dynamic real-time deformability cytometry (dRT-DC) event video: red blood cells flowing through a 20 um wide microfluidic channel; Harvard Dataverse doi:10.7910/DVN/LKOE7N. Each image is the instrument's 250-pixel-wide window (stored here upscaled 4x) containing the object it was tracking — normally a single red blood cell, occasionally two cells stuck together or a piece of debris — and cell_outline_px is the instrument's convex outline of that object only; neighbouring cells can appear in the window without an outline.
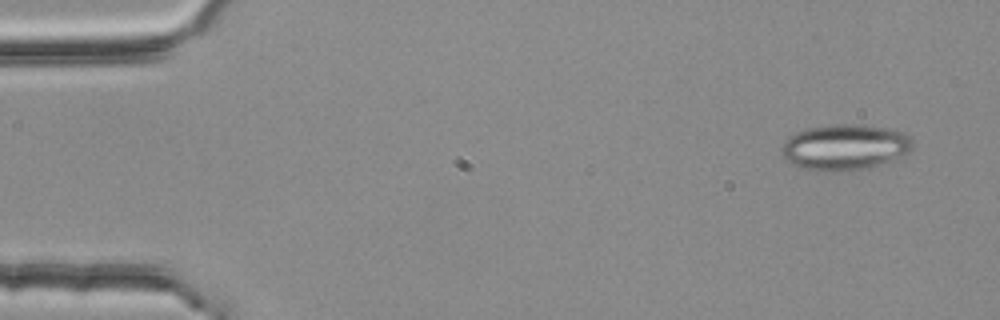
{"species": "common noctule bat (a hibernating species)", "species_latin": "Nyctalus noctula", "temperature_condition": "room temperature", "stored_images_in_passage": 3, "camera_frame_rate_fps": 3000, "um_per_image_px": 0.085, "animal": {"sex": "female", "body_mass_g": 25.1}, "frame": {"image": 1, "passage_image": 1, "time_ms": 0.0, "image_size_px": [1000, 320], "cell_outline_px": [[912, 148], [908, 152], [900, 156], [868, 168], [840, 172], [816, 172], [800, 168], [788, 160], [780, 152], [780, 148], [784, 140], [788, 136], [804, 128], [836, 124], [848, 124], [888, 128], [904, 132], [912, 140]], "centroid_in_image_um": [71.74, 12.52], "position_along_channel_um": 13.3, "area_um2": 35.2}}